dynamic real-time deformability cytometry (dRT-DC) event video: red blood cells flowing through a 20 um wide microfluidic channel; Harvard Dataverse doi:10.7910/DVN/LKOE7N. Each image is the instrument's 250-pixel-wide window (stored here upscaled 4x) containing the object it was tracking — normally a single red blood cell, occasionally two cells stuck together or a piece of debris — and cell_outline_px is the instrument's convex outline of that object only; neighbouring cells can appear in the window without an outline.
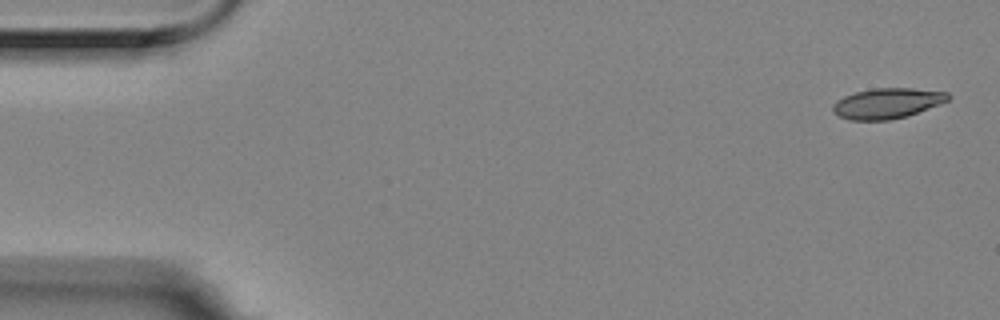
{"species": "Egyptian fruit bat (a non-hibernating species)", "species_latin": "Rousettus aegyptiacus", "temperature_condition": "room temperature", "stored_images_in_passage": 4, "camera_frame_rate_fps": 3000, "um_per_image_px": 0.085, "animal": {"sex": "female"}, "frame": {"image": 1, "passage_image": 1, "time_ms": 0.0, "image_size_px": [1000, 320], "cell_outline_px": [[952, 96], [948, 100], [940, 104], [908, 116], [888, 120], [848, 120], [832, 112], [832, 104], [836, 100], [844, 96], [856, 92], [872, 88], [912, 88], [948, 92]], "centroid_in_image_um": [75.41, 8.78], "position_along_channel_um": 9.6, "area_um2": 20.58}}
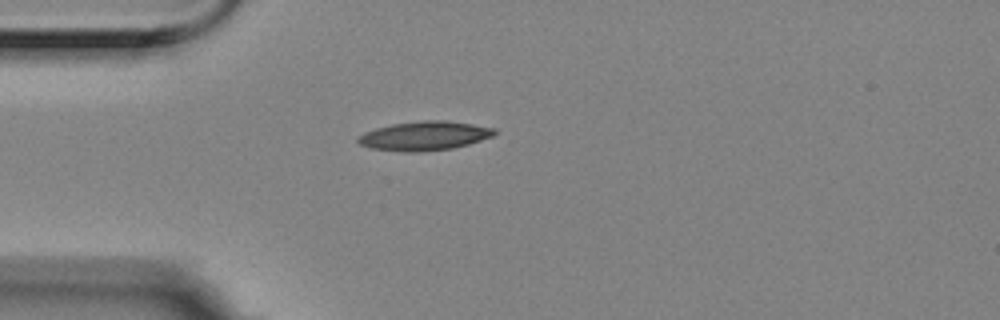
{"frame": {"image": 2, "passage_image": 4, "time_ms": 1.0, "image_size_px": [1000, 320], "cell_outline_px": [[496, 132], [492, 136], [468, 144], [452, 148], [420, 152], [404, 152], [372, 148], [360, 144], [356, 140], [356, 136], [364, 132], [376, 128], [392, 124], [424, 120], [448, 120], [496, 128]], "centroid_in_image_um": [36.05, 11.54], "position_along_channel_um": 48.9, "area_um2": 23.12}}